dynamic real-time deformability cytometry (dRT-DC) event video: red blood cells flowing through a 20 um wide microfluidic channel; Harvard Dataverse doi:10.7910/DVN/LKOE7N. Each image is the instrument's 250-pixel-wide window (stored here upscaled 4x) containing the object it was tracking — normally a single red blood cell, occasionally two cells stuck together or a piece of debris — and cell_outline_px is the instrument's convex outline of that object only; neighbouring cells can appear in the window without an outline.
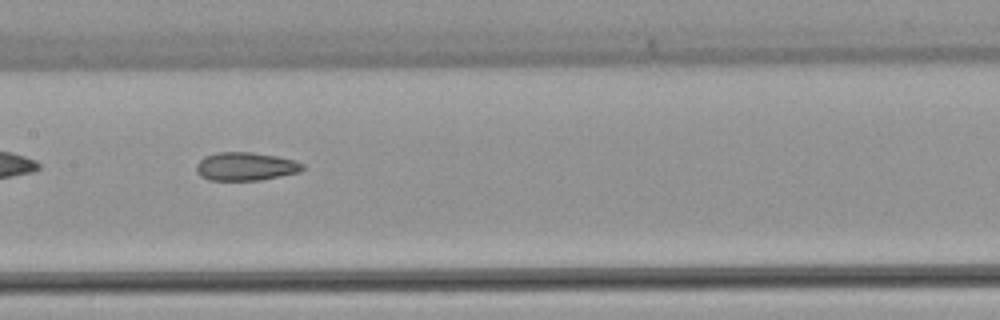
{"species": "common noctule bat (a hibernating species)", "species_latin": "Nyctalus noctula", "temperature_condition": "warm", "stored_images_in_passage": 34, "camera_frame_rate_fps": 3000, "um_per_image_px": 0.085, "animal": {"sex": "female", "body_mass_g": 22.7, "forearm_length_mm": 54.2}, "frame": {"image": 1, "passage_image": 10, "time_ms": 3.0, "image_size_px": [1000, 320], "cell_outline_px": [[304, 168], [300, 172], [260, 180], [208, 180], [200, 176], [196, 172], [196, 164], [204, 156], [216, 152], [252, 152], [276, 156], [296, 160], [304, 164]], "centroid_in_image_um": [20.87, 14.14], "position_along_channel_um": 186.5, "area_um2": 17.69}}